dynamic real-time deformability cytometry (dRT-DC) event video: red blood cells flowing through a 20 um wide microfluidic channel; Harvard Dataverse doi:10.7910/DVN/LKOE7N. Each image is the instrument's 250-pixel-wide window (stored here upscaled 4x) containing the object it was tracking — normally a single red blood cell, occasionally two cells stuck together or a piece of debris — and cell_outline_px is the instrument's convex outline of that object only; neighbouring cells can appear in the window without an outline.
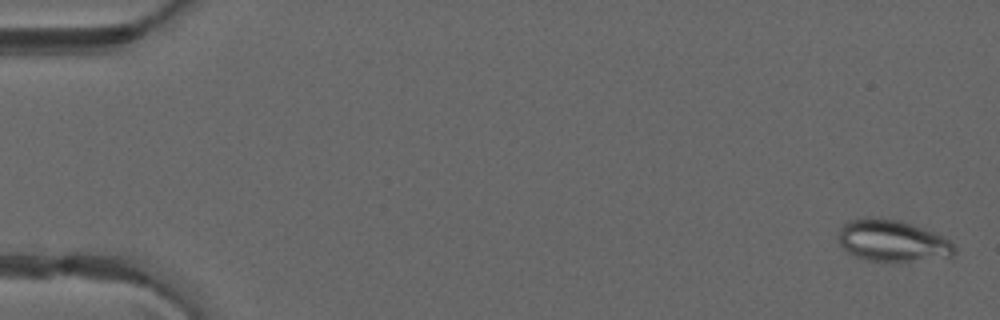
{"species": "common noctule bat (a hibernating species)", "species_latin": "Nyctalus noctula", "temperature_condition": "warm", "stored_images_in_passage": 51, "camera_frame_rate_fps": 3000, "um_per_image_px": 0.085, "animal": {"sex": "male", "forearm_length_mm": 52.5}, "frame": {"image": 1, "passage_image": 2, "time_ms": 0.333, "image_size_px": [1000, 320], "cell_outline_px": [[956, 252], [952, 256], [908, 260], [864, 260], [848, 252], [840, 244], [836, 236], [840, 228], [848, 220], [900, 220], [936, 232], [952, 240], [956, 244]], "centroid_in_image_um": [75.9, 20.47], "position_along_channel_um": 9.1, "area_um2": 27.51}}
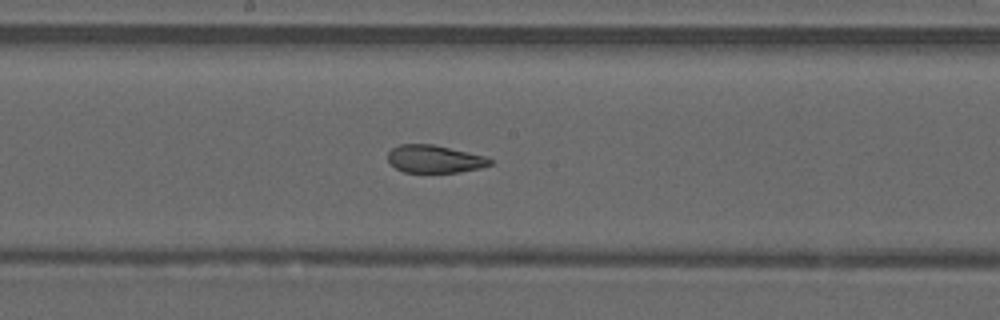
{"frame": {"image": 2, "passage_image": 28, "time_ms": 9.0, "image_size_px": [1000, 320], "cell_outline_px": [[492, 164], [480, 168], [460, 172], [404, 172], [396, 168], [388, 160], [388, 152], [392, 148], [400, 144], [432, 144], [484, 156], [492, 160]], "centroid_in_image_um": [36.92, 13.51], "position_along_channel_um": 211.3, "area_um2": 16.3}}
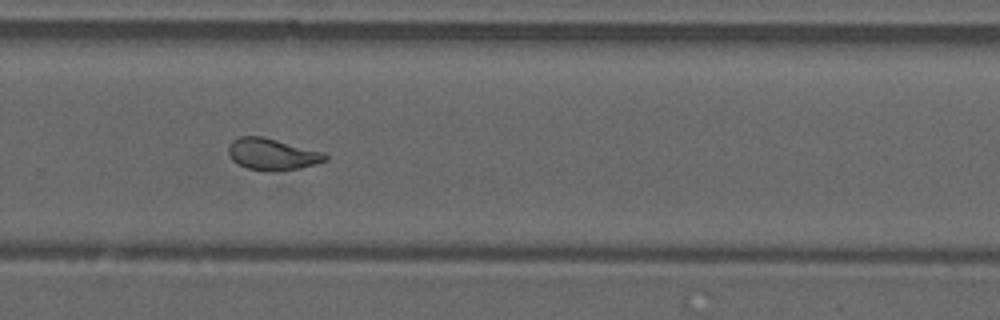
{"frame": {"image": 3, "passage_image": 35, "time_ms": 11.333, "image_size_px": [1000, 320], "cell_outline_px": [[328, 160], [316, 164], [300, 168], [276, 172], [268, 172], [248, 168], [232, 160], [228, 152], [228, 148], [232, 140], [240, 136], [264, 136], [324, 152], [328, 156]], "centroid_in_image_um": [23.17, 13.11], "position_along_channel_um": 306.6, "area_um2": 18.09}, "authors_computed_cell_mechanics": {"area_um2": 19.2474, "velocity_mm_per_s": 4.1029, "shape_relaxation_time_tau1_ms": null, "shape_relaxation_time_tau2_ms": 1.1363, "deformation_change_tau1": null, "deformation_change_tau2": 0.071}}